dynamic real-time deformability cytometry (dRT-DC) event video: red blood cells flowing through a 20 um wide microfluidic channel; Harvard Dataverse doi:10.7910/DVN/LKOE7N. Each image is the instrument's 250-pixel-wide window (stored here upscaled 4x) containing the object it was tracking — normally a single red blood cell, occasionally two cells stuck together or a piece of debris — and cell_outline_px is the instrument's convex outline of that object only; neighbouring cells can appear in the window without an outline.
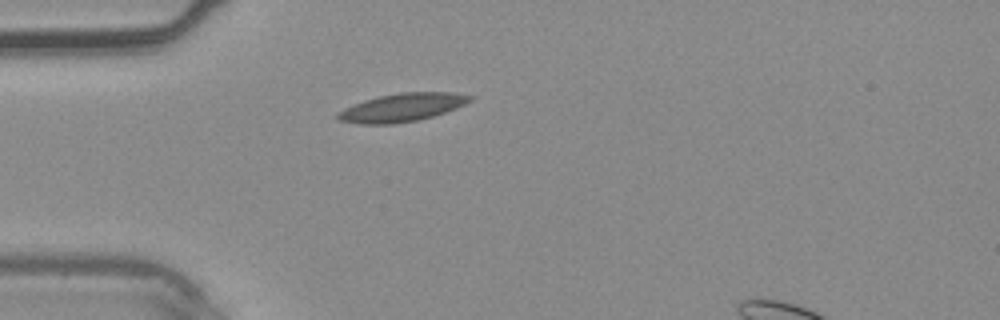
{"species": "common noctule bat (a hibernating species)", "species_latin": "Nyctalus noctula", "temperature_condition": "warm", "stored_images_in_passage": 27, "camera_frame_rate_fps": 3000, "um_per_image_px": 0.085, "animal": {"sex": "male", "body_mass_g": 20.4}, "frame": {"image": 1, "passage_image": 1, "time_ms": 0.0, "image_size_px": [1000, 320], "cell_outline_px": [[476, 96], [472, 100], [456, 108], [432, 116], [416, 120], [392, 124], [360, 124], [340, 120], [336, 116], [336, 112], [344, 108], [364, 100], [380, 96], [400, 92], [456, 92]], "centroid_in_image_um": [34.19, 9.12], "position_along_channel_um": 50.8, "area_um2": 21.68}}